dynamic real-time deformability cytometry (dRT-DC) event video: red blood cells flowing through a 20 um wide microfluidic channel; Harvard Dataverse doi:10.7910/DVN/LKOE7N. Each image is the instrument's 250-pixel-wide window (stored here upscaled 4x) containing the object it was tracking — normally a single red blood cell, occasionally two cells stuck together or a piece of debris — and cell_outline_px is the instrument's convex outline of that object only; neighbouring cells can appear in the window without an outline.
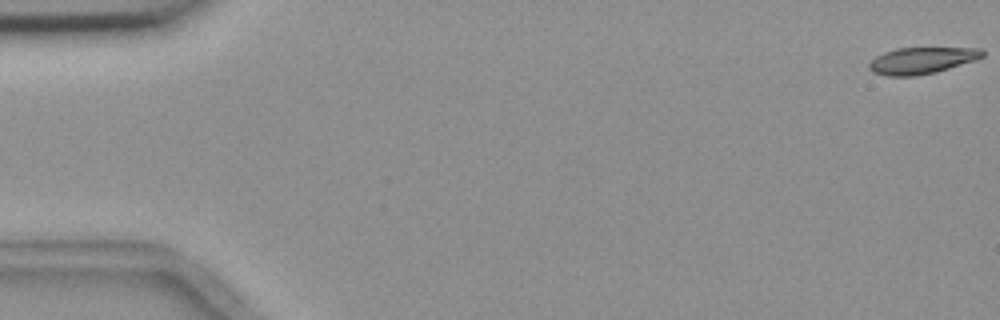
{"species": "common noctule bat (a hibernating species)", "species_latin": "Nyctalus noctula", "temperature_condition": "room temperature", "stored_images_in_passage": 4, "camera_frame_rate_fps": 3000, "um_per_image_px": 0.085, "animal": {"sex": "female", "body_mass_g": 18.4}, "frame": {"image": 1, "passage_image": 1, "time_ms": 0.0, "image_size_px": [1000, 320], "cell_outline_px": [[984, 56], [936, 72], [916, 76], [888, 76], [872, 72], [868, 68], [868, 64], [876, 56], [884, 52], [896, 48], [980, 48], [984, 52]], "centroid_in_image_um": [78.29, 5.14], "position_along_channel_um": 6.7, "area_um2": 17.34}}
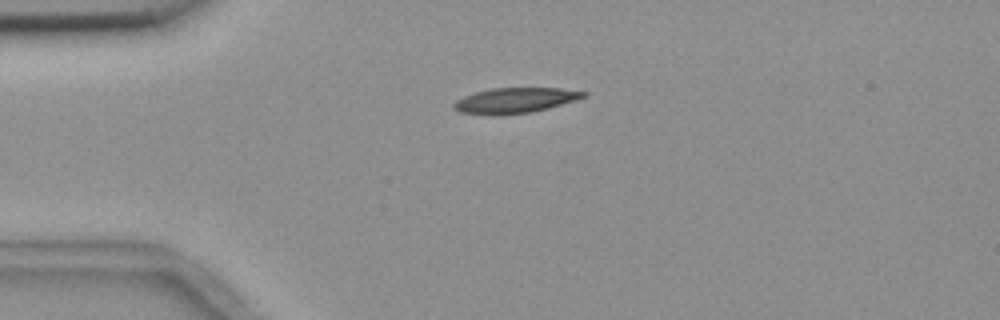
{"frame": {"image": 2, "passage_image": 4, "time_ms": 4.333, "image_size_px": [1000, 320], "cell_outline_px": [[588, 96], [576, 100], [548, 108], [532, 112], [500, 116], [496, 116], [460, 112], [452, 108], [452, 104], [456, 100], [464, 96], [476, 92], [492, 88], [560, 88], [588, 92]], "centroid_in_image_um": [43.77, 8.54], "position_along_channel_um": 41.2, "area_um2": 19.36}}